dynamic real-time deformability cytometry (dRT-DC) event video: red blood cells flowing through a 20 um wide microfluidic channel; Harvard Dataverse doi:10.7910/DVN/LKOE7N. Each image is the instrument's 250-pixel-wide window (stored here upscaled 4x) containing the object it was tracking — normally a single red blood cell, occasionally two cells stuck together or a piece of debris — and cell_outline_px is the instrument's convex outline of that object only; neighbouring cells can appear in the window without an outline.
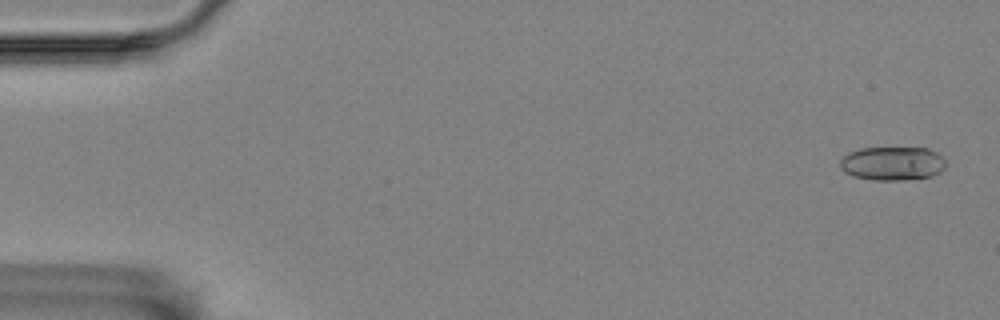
{"species": "Egyptian fruit bat (a non-hibernating species)", "species_latin": "Rousettus aegyptiacus", "temperature_condition": "room temperature", "stored_images_in_passage": 8, "camera_frame_rate_fps": 3000, "um_per_image_px": 0.085, "animal": {"sex": "female"}, "frame": {"image": 1, "passage_image": 1, "time_ms": 0.0, "image_size_px": [1000, 320], "cell_outline_px": [[944, 168], [940, 172], [932, 176], [900, 180], [872, 180], [852, 176], [844, 172], [840, 168], [840, 160], [848, 152], [860, 148], [928, 148], [936, 152], [944, 160]], "centroid_in_image_um": [75.81, 13.89], "position_along_channel_um": 9.2, "area_um2": 20.81}}
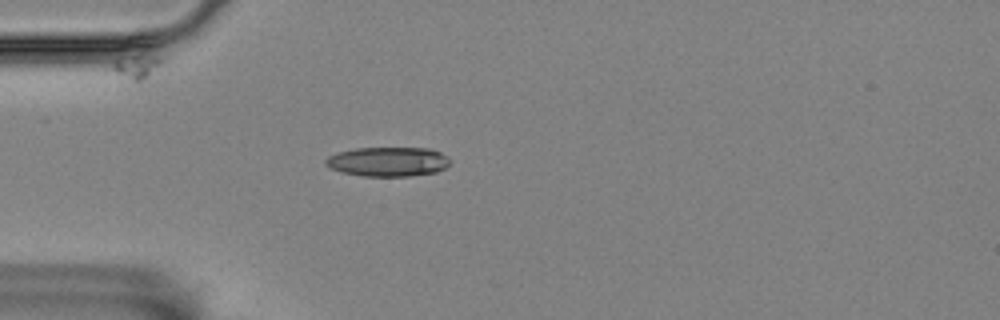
{"frame": {"image": 2, "passage_image": 5, "time_ms": 1.333, "image_size_px": [1000, 320], "cell_outline_px": [[448, 164], [444, 168], [436, 172], [408, 176], [364, 176], [340, 172], [324, 164], [324, 160], [328, 156], [336, 152], [356, 148], [428, 148], [440, 152], [448, 156]], "centroid_in_image_um": [32.94, 13.73], "position_along_channel_um": 52.1, "area_um2": 21.33}}